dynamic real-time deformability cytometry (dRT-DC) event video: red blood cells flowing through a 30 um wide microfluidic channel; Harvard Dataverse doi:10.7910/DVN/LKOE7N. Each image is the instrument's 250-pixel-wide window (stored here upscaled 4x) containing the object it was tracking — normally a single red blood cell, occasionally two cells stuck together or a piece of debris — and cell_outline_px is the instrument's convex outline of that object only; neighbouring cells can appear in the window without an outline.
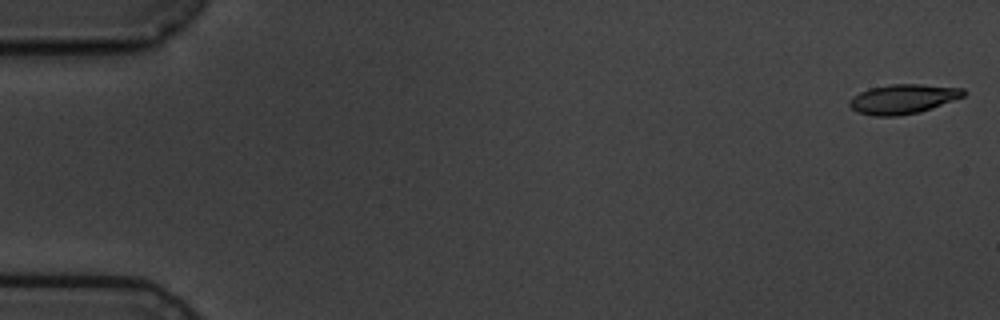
{"species": "common noctule bat (a hibernating species)", "species_latin": "Nyctalus noctula", "temperature_condition": "cold", "stored_images_in_passage": 5, "segment_of_instrument_passage": [2, 2], "camera_frame_rate_fps": 3000, "um_per_image_px": 0.085, "animal": {"sex": "male", "body_mass_g": 19.5, "forearm_length_mm": 54.6}, "frame": {"image": 1, "passage_image": 5, "time_ms": 5.667, "image_size_px": [1000, 320], "cell_outline_px": [[968, 92], [964, 96], [932, 108], [920, 112], [896, 116], [876, 116], [856, 112], [848, 104], [848, 100], [852, 96], [868, 88], [892, 84], [920, 84], [964, 88]], "centroid_in_image_um": [76.74, 8.41], "position_along_channel_um": 8.3, "area_um2": 19.77}}